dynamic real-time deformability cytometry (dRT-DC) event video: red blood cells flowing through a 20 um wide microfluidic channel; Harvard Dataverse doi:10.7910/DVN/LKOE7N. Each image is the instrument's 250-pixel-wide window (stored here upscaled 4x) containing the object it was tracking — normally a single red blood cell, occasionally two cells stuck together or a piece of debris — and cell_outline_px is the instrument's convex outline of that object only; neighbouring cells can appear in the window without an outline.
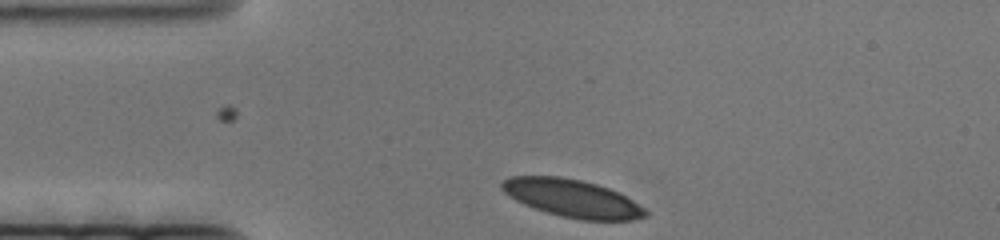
{"species": "human", "species_latin": "Homo sapiens", "temperature_condition": "cold", "stored_images_in_passage": 47, "camera_frame_rate_fps": 3000, "um_per_image_px": 0.085, "donor": {"sex": "female"}, "frame": {"image": 1, "passage_image": 1, "time_ms": 0.0, "image_size_px": [1000, 240], "cell_outline_px": [[648, 216], [636, 220], [580, 220], [548, 212], [524, 204], [516, 200], [504, 192], [500, 188], [500, 184], [508, 176], [560, 176], [580, 180], [596, 184], [608, 188], [632, 200], [644, 208], [648, 212]], "centroid_in_image_um": [48.64, 16.85], "position_along_channel_um": 36.4, "area_um2": 31.27}}
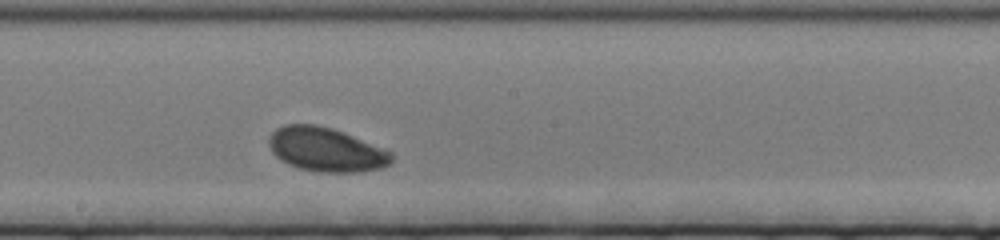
{"frame": {"image": 2, "passage_image": 27, "time_ms": 8.667, "image_size_px": [1000, 240], "cell_outline_px": [[392, 160], [388, 164], [380, 168], [360, 172], [320, 172], [300, 168], [288, 164], [280, 160], [272, 152], [268, 144], [268, 140], [272, 132], [276, 128], [284, 124], [316, 124], [332, 128], [344, 132], [392, 152]], "centroid_in_image_um": [27.68, 12.7], "position_along_channel_um": 220.5, "area_um2": 31.44}}
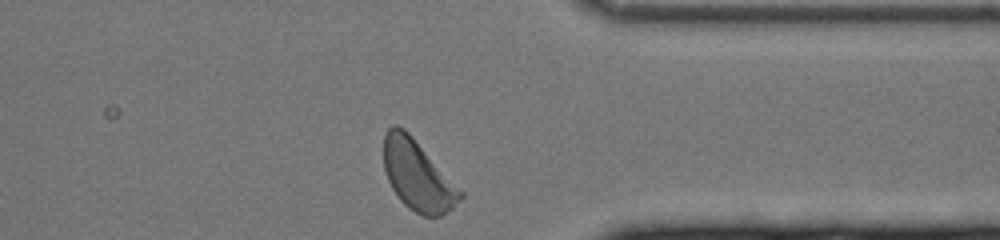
{"frame": {"image": 3, "passage_image": 47, "time_ms": 15.333, "image_size_px": [1000, 240], "cell_outline_px": [[464, 196], [452, 208], [440, 216], [424, 216], [408, 208], [400, 200], [392, 188], [388, 180], [384, 168], [384, 136], [388, 128], [392, 124], [396, 124], [404, 128], [412, 136], [464, 192]], "centroid_in_image_um": [35.5, 14.91], "position_along_channel_um": 375.9, "area_um2": 31.15}}